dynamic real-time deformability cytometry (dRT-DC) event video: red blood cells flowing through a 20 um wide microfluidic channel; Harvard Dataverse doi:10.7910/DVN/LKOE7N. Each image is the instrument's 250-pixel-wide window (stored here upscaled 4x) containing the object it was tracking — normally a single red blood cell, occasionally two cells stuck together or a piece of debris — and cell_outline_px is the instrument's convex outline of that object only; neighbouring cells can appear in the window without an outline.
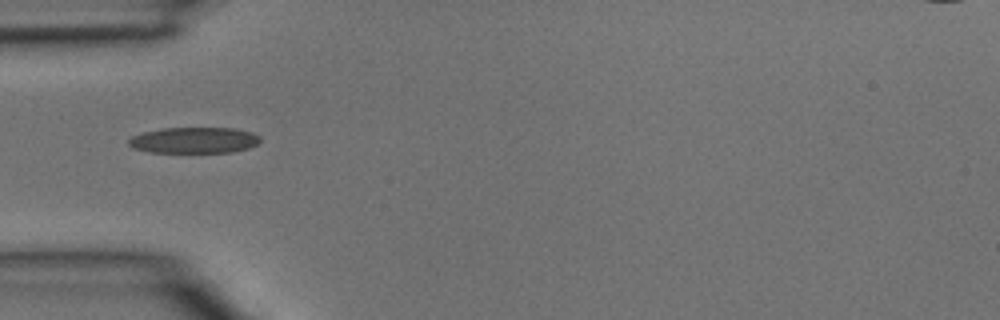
{"species": "common noctule bat (a hibernating species)", "species_latin": "Nyctalus noctula", "temperature_condition": "room temperature", "stored_images_in_passage": 1, "camera_frame_rate_fps": 3000, "um_per_image_px": 0.085, "animal": {"sex": "male", "body_mass_g": 15.6}, "frame": {"image": 1, "passage_image": 1, "time_ms": 0.0, "image_size_px": [1000, 320], "cell_outline_px": [[260, 140], [256, 144], [248, 148], [232, 152], [148, 152], [132, 148], [128, 144], [128, 140], [132, 136], [144, 132], [164, 128], [232, 128], [252, 132], [260, 136]], "centroid_in_image_um": [16.48, 11.92], "position_along_channel_um": 68.5, "area_um2": 19.88}}